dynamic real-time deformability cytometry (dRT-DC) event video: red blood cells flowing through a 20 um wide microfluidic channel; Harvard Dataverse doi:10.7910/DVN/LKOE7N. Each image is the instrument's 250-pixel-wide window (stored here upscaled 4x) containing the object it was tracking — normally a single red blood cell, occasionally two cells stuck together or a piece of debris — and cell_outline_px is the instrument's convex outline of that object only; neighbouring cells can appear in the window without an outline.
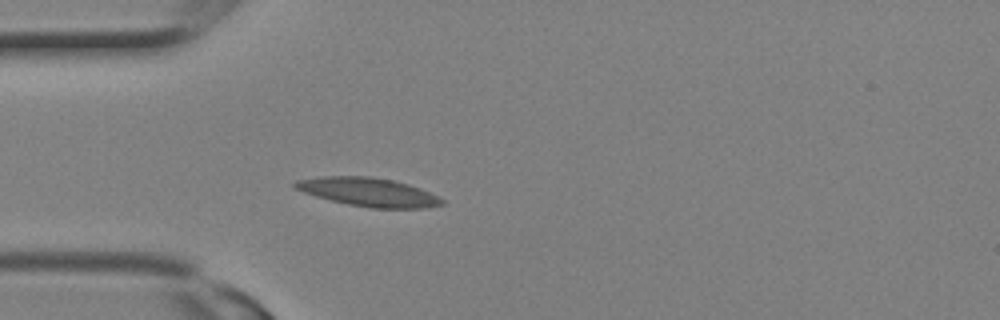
{"species": "Egyptian fruit bat (a non-hibernating species)", "species_latin": "Rousettus aegyptiacus", "temperature_condition": "room temperature", "stored_images_in_passage": 2, "camera_frame_rate_fps": 3000, "um_per_image_px": 0.085, "animal": {"sex": "female"}, "frame": {"image": 1, "passage_image": 2, "time_ms": 0.333, "image_size_px": [1000, 320], "cell_outline_px": [[444, 204], [424, 208], [372, 208], [348, 204], [316, 196], [304, 192], [296, 188], [292, 184], [296, 180], [324, 176], [368, 176], [392, 180], [408, 184], [420, 188], [444, 200]], "centroid_in_image_um": [31.32, 16.32], "position_along_channel_um": 53.7, "area_um2": 24.16}}